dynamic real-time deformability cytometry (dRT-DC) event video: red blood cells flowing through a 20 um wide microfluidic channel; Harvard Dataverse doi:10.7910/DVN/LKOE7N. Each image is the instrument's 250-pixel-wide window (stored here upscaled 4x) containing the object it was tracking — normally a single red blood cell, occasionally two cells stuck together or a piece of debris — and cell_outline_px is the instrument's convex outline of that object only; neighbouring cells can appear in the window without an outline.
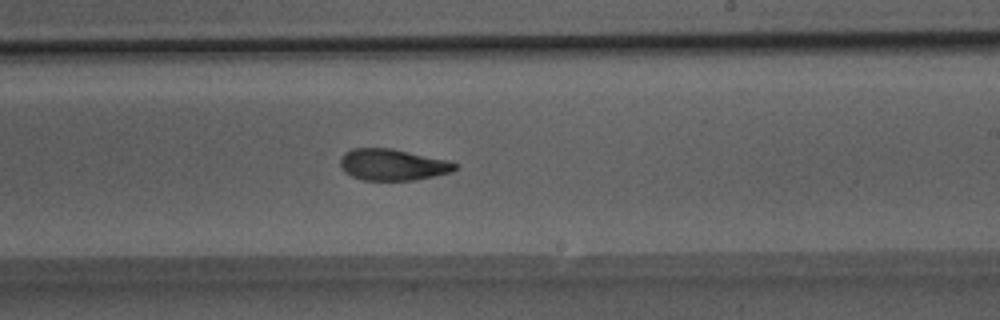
{"species": "Egyptian fruit bat (a non-hibernating species)", "species_latin": "Rousettus aegyptiacus", "temperature_condition": "room temperature", "stored_images_in_passage": 40, "camera_frame_rate_fps": 3000, "um_per_image_px": 0.085, "animal": {"sex": "male"}, "frame": {"image": 1, "passage_image": 23, "time_ms": 7.333, "image_size_px": [1000, 320], "cell_outline_px": [[460, 168], [452, 172], [412, 180], [364, 180], [352, 176], [344, 172], [340, 168], [340, 156], [344, 152], [352, 148], [392, 148], [448, 160], [460, 164]], "centroid_in_image_um": [33.38, 13.99], "position_along_channel_um": 255.6, "area_um2": 21.27}, "authors_computed_cell_mechanics": {"area_um2": 21.964, "velocity_mm_per_s": 4.0036, "shape_relaxation_time_tau1_ms": 6.1518, "shape_relaxation_time_tau2_ms": 2.218, "deformation_change_tau1": 0.1819, "deformation_change_tau2": 0.0927}}